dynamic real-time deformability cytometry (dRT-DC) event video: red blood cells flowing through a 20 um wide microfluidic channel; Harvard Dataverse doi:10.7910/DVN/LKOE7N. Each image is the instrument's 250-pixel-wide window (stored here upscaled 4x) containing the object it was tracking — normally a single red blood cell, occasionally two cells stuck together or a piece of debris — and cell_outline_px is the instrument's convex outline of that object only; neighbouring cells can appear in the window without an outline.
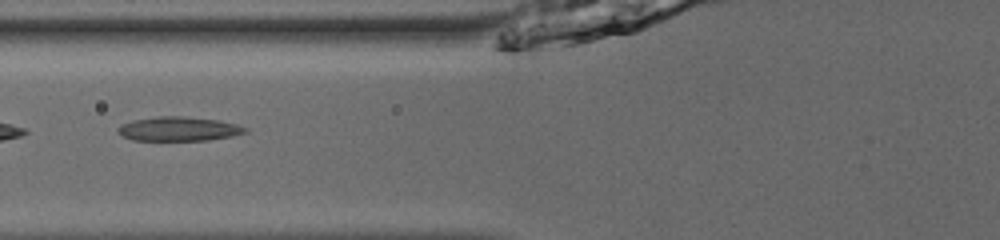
{"species": "common noctule bat (a hibernating species)", "species_latin": "Nyctalus noctula", "temperature_condition": "room temperature", "stored_images_in_passage": 53, "camera_frame_rate_fps": 3000, "um_per_image_px": 0.085, "animal": {"sex": "male", "body_mass_g": 13.0, "forearm_length_mm": 53.1}, "frame": {"image": 1, "passage_image": 24, "time_ms": 7.667, "image_size_px": [1000, 240], "cell_outline_px": [[248, 132], [232, 136], [208, 140], [132, 140], [116, 132], [116, 128], [120, 124], [132, 120], [160, 116], [184, 116], [216, 120], [236, 124], [248, 128]], "centroid_in_image_um": [15.16, 10.95], "position_along_channel_um": 110.6, "area_um2": 17.98}}
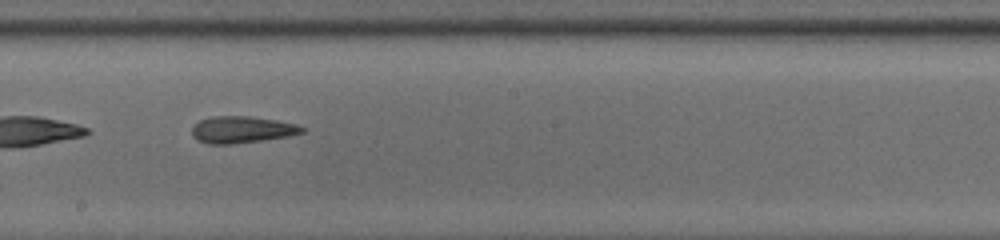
{"frame": {"image": 2, "passage_image": 33, "time_ms": 10.667, "image_size_px": [1000, 240], "cell_outline_px": [[308, 128], [304, 132], [288, 136], [232, 144], [208, 144], [196, 140], [192, 136], [192, 124], [200, 120], [212, 116], [248, 116], [276, 120], [296, 124]], "centroid_in_image_um": [20.53, 11.01], "position_along_channel_um": 227.7, "area_um2": 17.28}}
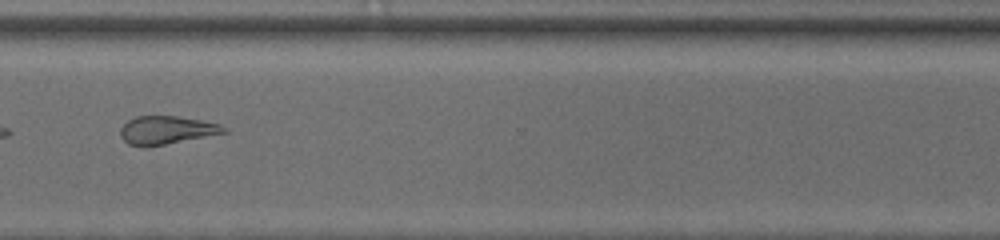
{"frame": {"image": 3, "passage_image": 43, "time_ms": 14.0, "image_size_px": [1000, 240], "cell_outline_px": [[228, 132], [144, 148], [128, 144], [120, 136], [120, 128], [128, 120], [136, 116], [176, 116], [200, 120], [220, 124], [228, 128]], "centroid_in_image_um": [14.13, 11.07], "position_along_channel_um": 356.5, "area_um2": 17.05}, "authors_computed_cell_mechanics": {"area_um2": 19.652, "velocity_mm_per_s": 3.8829, "shape_relaxation_time_tau1_ms": 3.8455, "shape_relaxation_time_tau2_ms": 2.8037, "deformation_change_tau1": 0.1602, "deformation_change_tau2": 0.1342}}